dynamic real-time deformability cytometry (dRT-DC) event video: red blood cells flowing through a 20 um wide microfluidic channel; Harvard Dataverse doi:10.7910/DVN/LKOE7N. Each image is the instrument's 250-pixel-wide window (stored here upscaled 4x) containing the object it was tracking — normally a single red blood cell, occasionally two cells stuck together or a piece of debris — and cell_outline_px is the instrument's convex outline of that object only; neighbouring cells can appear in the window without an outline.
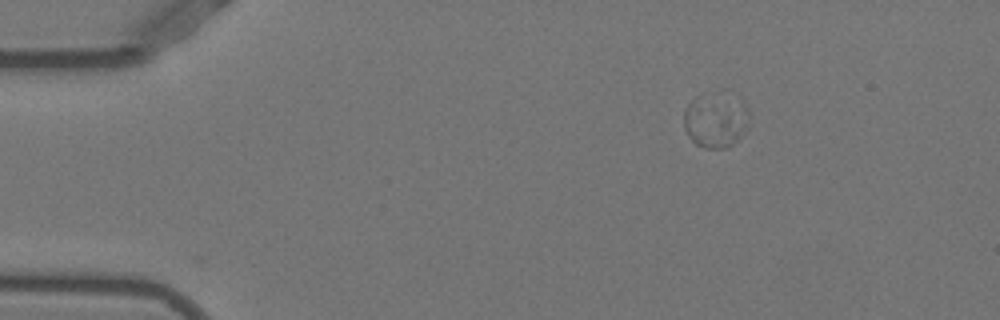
{"species": "Egyptian fruit bat (a non-hibernating species)", "species_latin": "Rousettus aegyptiacus", "temperature_condition": "warm", "stored_images_in_passage": 45, "camera_frame_rate_fps": 3000, "um_per_image_px": 0.085, "animal": {"sex": "female"}, "frame": {"image": 1, "passage_image": 1, "time_ms": 0.0, "image_size_px": [1000, 320], "cell_outline_px": [[748, 128], [728, 148], [704, 148], [696, 144], [688, 136], [684, 128], [684, 108], [696, 96], [744, 104], [748, 108]], "centroid_in_image_um": [60.77, 10.37], "position_along_channel_um": 24.2, "area_um2": 19.36}}
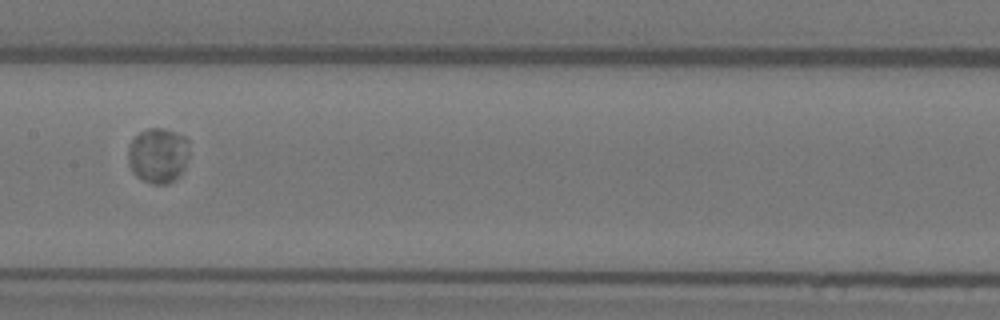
{"frame": {"image": 2, "passage_image": 20, "time_ms": 6.333, "image_size_px": [1000, 320], "cell_outline_px": [[188, 156], [184, 168], [168, 184], [152, 184], [136, 176], [132, 172], [128, 164], [128, 148], [132, 140], [140, 132], [148, 128], [164, 128], [176, 132], [184, 136], [188, 140]], "centroid_in_image_um": [13.42, 13.19], "position_along_channel_um": 194.0, "area_um2": 19.65}}
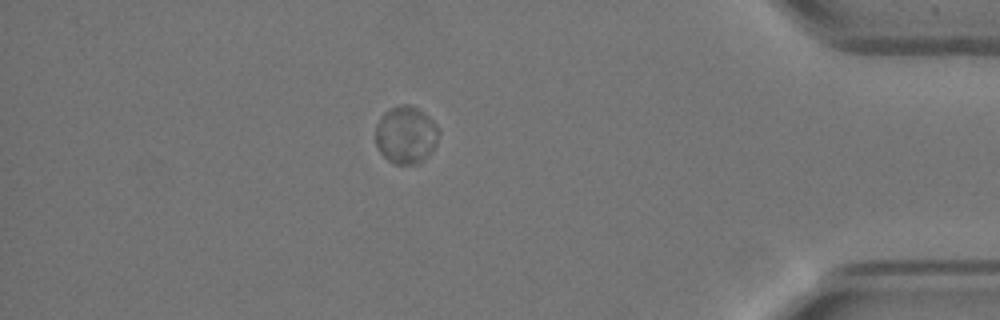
{"frame": {"image": 3, "passage_image": 39, "time_ms": 12.667, "image_size_px": [1000, 320], "cell_outline_px": [[440, 132], [436, 144], [420, 160], [412, 164], [392, 164], [380, 152], [376, 144], [376, 124], [384, 112], [388, 108], [400, 104], [408, 104], [416, 108], [428, 116], [440, 128]], "centroid_in_image_um": [34.48, 11.43], "position_along_channel_um": 400.7, "area_um2": 20.98}, "authors_computed_cell_mechanics": {"area_um2": 20.23, "velocity_mm_per_s": 3.8538, "shape_relaxation_time_tau1_ms": 6.0764, "shape_relaxation_time_tau2_ms": null, "deformation_change_tau1": 0.0146, "deformation_change_tau2": null}}